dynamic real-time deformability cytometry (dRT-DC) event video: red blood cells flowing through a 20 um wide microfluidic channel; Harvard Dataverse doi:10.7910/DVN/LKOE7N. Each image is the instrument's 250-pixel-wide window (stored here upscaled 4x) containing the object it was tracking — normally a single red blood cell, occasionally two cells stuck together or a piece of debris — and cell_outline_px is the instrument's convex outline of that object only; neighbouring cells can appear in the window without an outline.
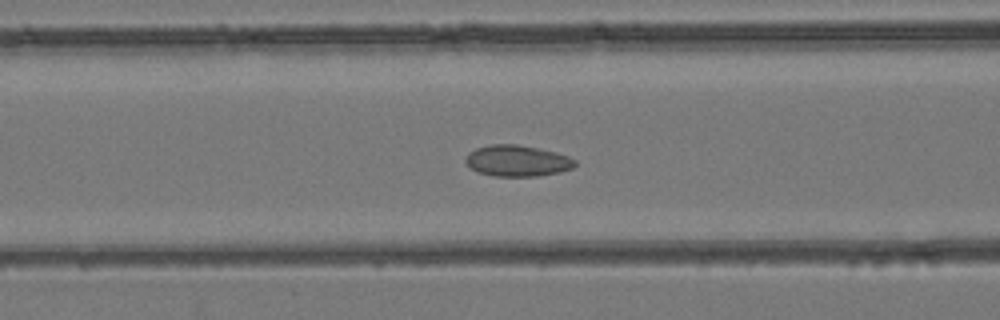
{"species": "common noctule bat (a hibernating species)", "species_latin": "Nyctalus noctula", "temperature_condition": "room temperature", "stored_images_in_passage": 40, "camera_frame_rate_fps": 3000, "um_per_image_px": 0.085, "animal": {"sex": "female", "body_mass_g": 24.6, "forearm_length_mm": 56.2}, "frame": {"image": 1, "passage_image": 11, "time_ms": 3.333, "image_size_px": [1000, 320], "cell_outline_px": [[576, 164], [572, 168], [560, 172], [540, 176], [492, 176], [480, 172], [472, 168], [464, 160], [468, 152], [476, 148], [488, 144], [516, 144], [556, 152], [568, 156], [576, 160]], "centroid_in_image_um": [43.97, 13.66], "position_along_channel_um": 122.6, "area_um2": 19.88}}
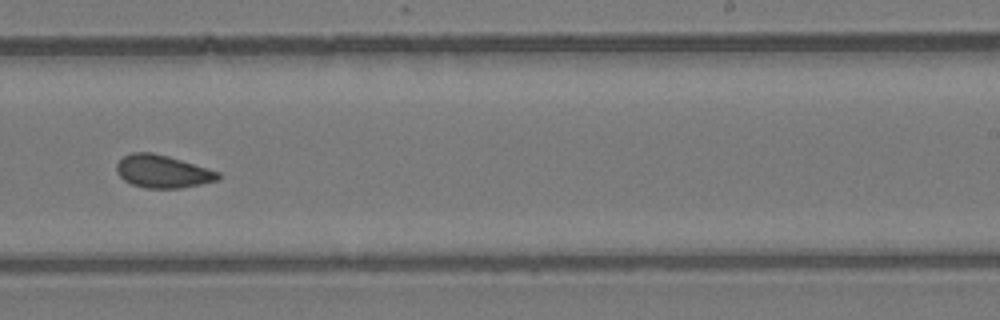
{"frame": {"image": 2, "passage_image": 22, "time_ms": 7.0, "image_size_px": [1000, 320], "cell_outline_px": [[220, 176], [216, 180], [200, 184], [180, 188], [144, 188], [132, 184], [124, 180], [116, 172], [116, 164], [124, 156], [132, 152], [152, 152], [168, 156], [220, 172]], "centroid_in_image_um": [13.79, 14.57], "position_along_channel_um": 275.2, "area_um2": 19.25}}
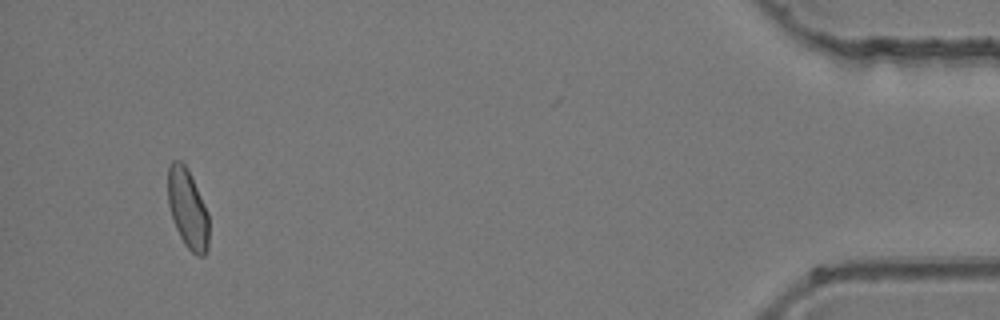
{"frame": {"image": 3, "passage_image": 38, "time_ms": 12.333, "image_size_px": [1000, 320], "cell_outline_px": [[208, 248], [204, 256], [196, 256], [184, 244], [172, 220], [168, 204], [168, 168], [172, 160], [184, 160], [208, 212]], "centroid_in_image_um": [15.94, 17.72], "position_along_channel_um": 419.3, "area_um2": 19.13}}